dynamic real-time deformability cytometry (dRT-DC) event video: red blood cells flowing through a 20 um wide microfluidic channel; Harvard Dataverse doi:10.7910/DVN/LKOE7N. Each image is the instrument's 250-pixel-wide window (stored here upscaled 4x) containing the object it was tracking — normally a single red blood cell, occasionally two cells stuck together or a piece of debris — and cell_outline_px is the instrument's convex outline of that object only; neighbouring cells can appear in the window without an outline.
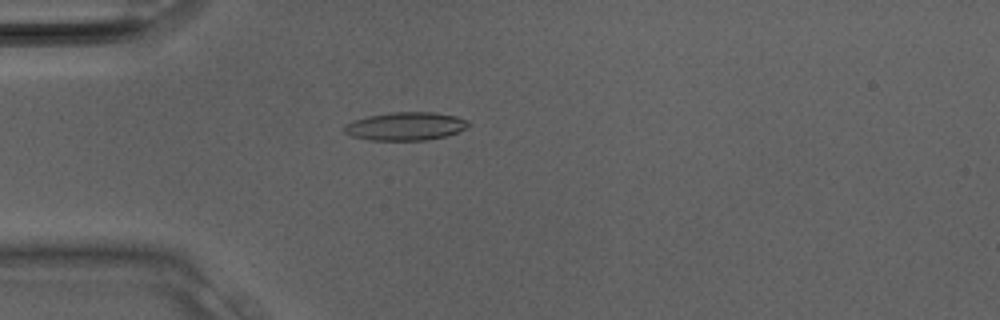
{"species": "Egyptian fruit bat (a non-hibernating species)", "species_latin": "Rousettus aegyptiacus", "temperature_condition": "room temperature", "stored_images_in_passage": 10, "camera_frame_rate_fps": 3000, "um_per_image_px": 0.085, "animal": {"sex": "male"}, "frame": {"image": 1, "passage_image": 8, "time_ms": 2.333, "image_size_px": [1000, 320], "cell_outline_px": [[472, 124], [448, 136], [424, 140], [372, 140], [352, 136], [344, 132], [344, 124], [352, 120], [368, 116], [392, 112], [432, 112], [456, 116], [468, 120]], "centroid_in_image_um": [34.47, 10.72], "position_along_channel_um": 50.5, "area_um2": 20.4}}